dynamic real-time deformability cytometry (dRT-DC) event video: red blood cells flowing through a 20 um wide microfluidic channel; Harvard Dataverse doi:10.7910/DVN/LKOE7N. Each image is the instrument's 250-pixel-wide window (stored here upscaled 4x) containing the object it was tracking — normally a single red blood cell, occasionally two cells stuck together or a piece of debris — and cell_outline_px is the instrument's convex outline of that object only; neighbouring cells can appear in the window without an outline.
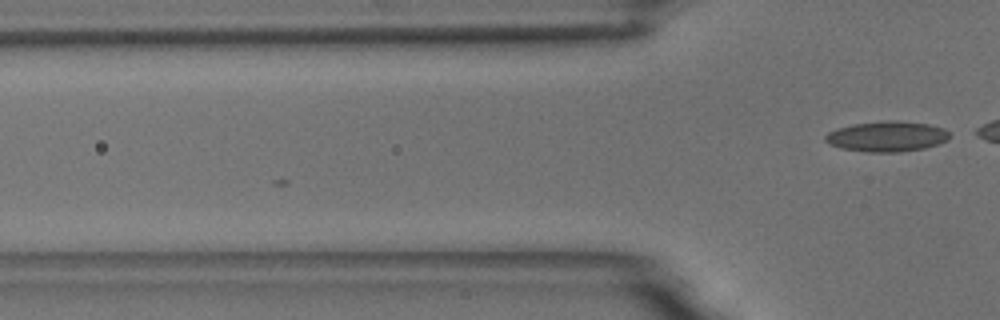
{"species": "common noctule bat (a hibernating species)", "species_latin": "Nyctalus noctula", "temperature_condition": "room temperature", "stored_images_in_passage": 4, "camera_frame_rate_fps": 3000, "um_per_image_px": 0.085, "animal": {"sex": "male", "body_mass_g": 18.8}, "frame": {"image": 1, "passage_image": 4, "time_ms": 1.0, "image_size_px": [1000, 320], "cell_outline_px": [[948, 140], [924, 148], [900, 152], [864, 152], [840, 148], [828, 144], [824, 140], [824, 136], [828, 132], [836, 128], [852, 124], [888, 120], [896, 120], [928, 124], [944, 128], [948, 132]], "centroid_in_image_um": [75.33, 11.6], "position_along_channel_um": 50.5, "area_um2": 22.14}}